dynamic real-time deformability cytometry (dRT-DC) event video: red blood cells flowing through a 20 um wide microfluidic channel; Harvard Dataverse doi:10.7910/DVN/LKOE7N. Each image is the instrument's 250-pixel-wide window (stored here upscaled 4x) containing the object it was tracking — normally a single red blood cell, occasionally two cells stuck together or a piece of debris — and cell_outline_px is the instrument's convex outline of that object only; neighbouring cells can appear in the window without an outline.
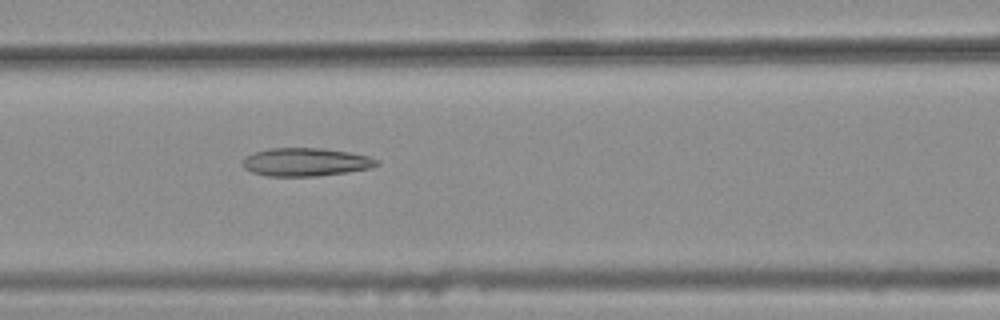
{"species": "common noctule bat (a hibernating species)", "species_latin": "Nyctalus noctula", "temperature_condition": "warm", "stored_images_in_passage": 46, "camera_frame_rate_fps": 3000, "um_per_image_px": 0.085, "animal": {"sex": "female", "body_mass_g": 25.1}, "frame": {"image": 1, "passage_image": 22, "time_ms": 7.0, "image_size_px": [1000, 320], "cell_outline_px": [[380, 164], [372, 168], [348, 172], [316, 176], [268, 176], [252, 172], [244, 168], [244, 156], [252, 152], [268, 148], [320, 148], [348, 152], [368, 156], [380, 160]], "centroid_in_image_um": [26.0, 13.77], "position_along_channel_um": 140.6, "area_um2": 22.14}}
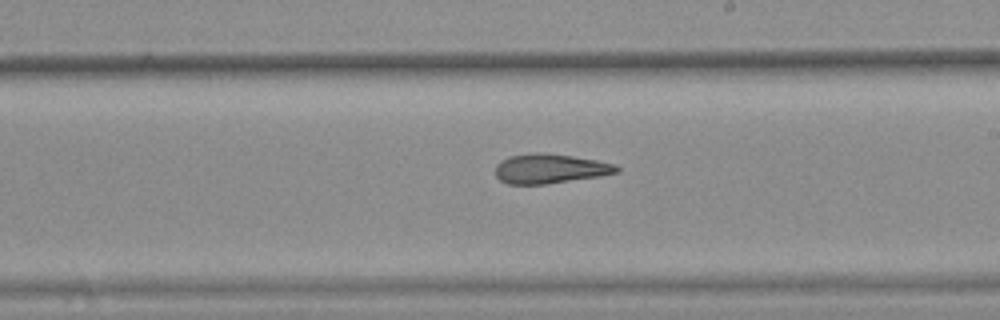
{"frame": {"image": 2, "passage_image": 30, "time_ms": 9.667, "image_size_px": [1000, 320], "cell_outline_px": [[620, 172], [600, 176], [544, 184], [508, 184], [500, 180], [496, 176], [496, 164], [500, 160], [508, 156], [536, 152], [544, 152], [572, 156], [596, 160], [616, 164], [620, 168]], "centroid_in_image_um": [46.74, 14.32], "position_along_channel_um": 242.3, "area_um2": 20.98}}
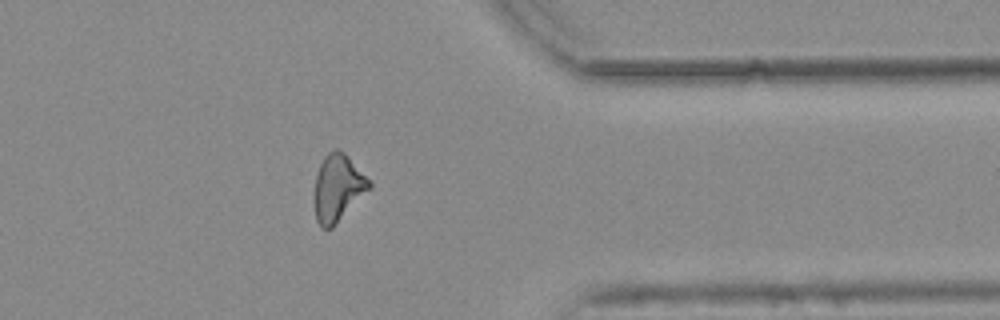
{"frame": {"image": 3, "passage_image": 42, "time_ms": 13.667, "image_size_px": [1000, 320], "cell_outline_px": [[372, 188], [332, 228], [320, 228], [316, 220], [312, 200], [312, 196], [316, 176], [320, 164], [324, 156], [332, 148], [336, 148], [344, 152], [348, 156], [372, 184]], "centroid_in_image_um": [28.68, 15.99], "position_along_channel_um": 382.7, "area_um2": 21.85}, "authors_computed_cell_mechanics": {"area_um2": 21.7328, "velocity_mm_per_s": 3.8226, "shape_relaxation_time_tau1_ms": null, "shape_relaxation_time_tau2_ms": 3.7466, "deformation_change_tau1": null, "deformation_change_tau2": 0.1367}}